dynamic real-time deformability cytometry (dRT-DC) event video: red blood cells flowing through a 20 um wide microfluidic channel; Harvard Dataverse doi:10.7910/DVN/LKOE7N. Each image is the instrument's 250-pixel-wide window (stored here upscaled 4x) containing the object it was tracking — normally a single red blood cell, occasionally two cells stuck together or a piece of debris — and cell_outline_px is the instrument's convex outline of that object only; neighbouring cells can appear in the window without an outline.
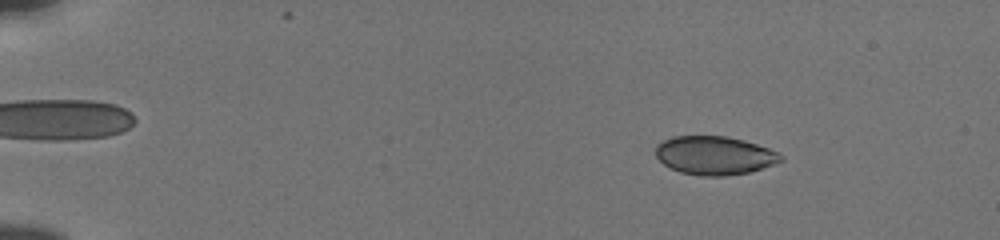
{"species": "human", "species_latin": "Homo sapiens", "temperature_condition": "cold", "stored_images_in_passage": 54, "camera_frame_rate_fps": 3000, "um_per_image_px": 0.085, "donor": {"sex": "male"}, "frame": {"image": 1, "passage_image": 8, "time_ms": 2.333, "image_size_px": [1000, 240], "cell_outline_px": [[784, 160], [748, 172], [724, 176], [700, 176], [680, 172], [664, 164], [656, 156], [656, 144], [672, 136], [728, 136], [744, 140], [780, 152], [784, 156]], "centroid_in_image_um": [60.74, 13.2], "position_along_channel_um": 24.3, "area_um2": 28.09}}
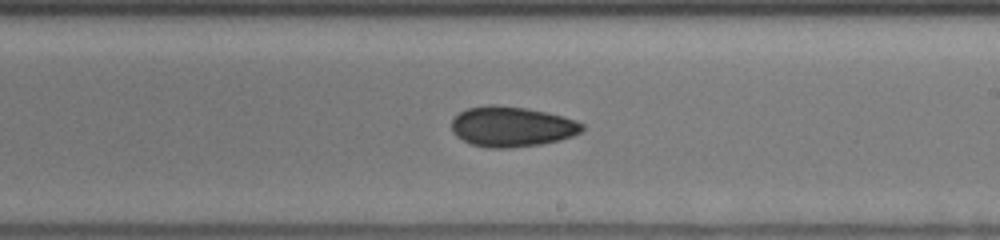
{"frame": {"image": 2, "passage_image": 34, "time_ms": 11.0, "image_size_px": [1000, 240], "cell_outline_px": [[584, 128], [580, 132], [572, 136], [560, 140], [540, 144], [508, 148], [488, 148], [472, 144], [456, 136], [452, 132], [452, 120], [460, 112], [468, 108], [488, 104], [496, 104], [528, 108], [564, 116], [576, 120], [584, 124]], "centroid_in_image_um": [43.51, 10.75], "position_along_channel_um": 245.5, "area_um2": 30.75}}
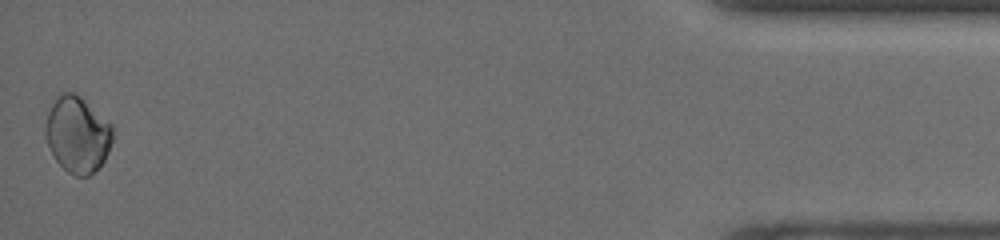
{"frame": {"image": 3, "passage_image": 54, "time_ms": 17.667, "image_size_px": [1000, 240], "cell_outline_px": [[112, 140], [108, 152], [104, 160], [88, 176], [76, 176], [68, 172], [56, 160], [44, 136], [44, 124], [48, 112], [52, 104], [60, 92], [76, 92], [112, 124]], "centroid_in_image_um": [6.56, 11.4], "position_along_channel_um": 428.6, "area_um2": 29.77}, "authors_computed_cell_mechanics": {"area_um2": 29.4491, "velocity_mm_per_s": 3.8571, "shape_relaxation_time_tau1_ms": 8.4849, "shape_relaxation_time_tau2_ms": null, "deformation_change_tau1": 0.0846, "deformation_change_tau2": null}}